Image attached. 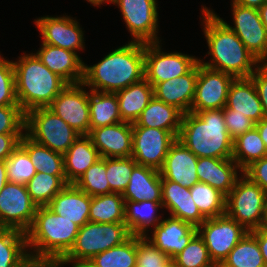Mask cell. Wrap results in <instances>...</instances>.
<instances>
[{
	"mask_svg": "<svg viewBox=\"0 0 267 267\" xmlns=\"http://www.w3.org/2000/svg\"><path fill=\"white\" fill-rule=\"evenodd\" d=\"M162 204L170 216L199 227L206 218L201 214L190 195V189L170 180L161 183Z\"/></svg>",
	"mask_w": 267,
	"mask_h": 267,
	"instance_id": "cell-23",
	"label": "cell"
},
{
	"mask_svg": "<svg viewBox=\"0 0 267 267\" xmlns=\"http://www.w3.org/2000/svg\"><path fill=\"white\" fill-rule=\"evenodd\" d=\"M226 107L246 116L255 124L265 118L255 84L250 77L233 80L229 88Z\"/></svg>",
	"mask_w": 267,
	"mask_h": 267,
	"instance_id": "cell-26",
	"label": "cell"
},
{
	"mask_svg": "<svg viewBox=\"0 0 267 267\" xmlns=\"http://www.w3.org/2000/svg\"><path fill=\"white\" fill-rule=\"evenodd\" d=\"M258 12L267 33V1L258 9Z\"/></svg>",
	"mask_w": 267,
	"mask_h": 267,
	"instance_id": "cell-57",
	"label": "cell"
},
{
	"mask_svg": "<svg viewBox=\"0 0 267 267\" xmlns=\"http://www.w3.org/2000/svg\"><path fill=\"white\" fill-rule=\"evenodd\" d=\"M18 267H58V263L48 259L29 256Z\"/></svg>",
	"mask_w": 267,
	"mask_h": 267,
	"instance_id": "cell-52",
	"label": "cell"
},
{
	"mask_svg": "<svg viewBox=\"0 0 267 267\" xmlns=\"http://www.w3.org/2000/svg\"><path fill=\"white\" fill-rule=\"evenodd\" d=\"M257 239L265 266L267 267V231L259 228L250 231Z\"/></svg>",
	"mask_w": 267,
	"mask_h": 267,
	"instance_id": "cell-53",
	"label": "cell"
},
{
	"mask_svg": "<svg viewBox=\"0 0 267 267\" xmlns=\"http://www.w3.org/2000/svg\"><path fill=\"white\" fill-rule=\"evenodd\" d=\"M67 184L66 176H54L37 171L26 187L32 201L41 207L47 206Z\"/></svg>",
	"mask_w": 267,
	"mask_h": 267,
	"instance_id": "cell-38",
	"label": "cell"
},
{
	"mask_svg": "<svg viewBox=\"0 0 267 267\" xmlns=\"http://www.w3.org/2000/svg\"><path fill=\"white\" fill-rule=\"evenodd\" d=\"M174 267H213L203 238L197 233L188 245L173 259Z\"/></svg>",
	"mask_w": 267,
	"mask_h": 267,
	"instance_id": "cell-42",
	"label": "cell"
},
{
	"mask_svg": "<svg viewBox=\"0 0 267 267\" xmlns=\"http://www.w3.org/2000/svg\"><path fill=\"white\" fill-rule=\"evenodd\" d=\"M248 231L226 214L207 218L199 227L209 256L215 265H220Z\"/></svg>",
	"mask_w": 267,
	"mask_h": 267,
	"instance_id": "cell-10",
	"label": "cell"
},
{
	"mask_svg": "<svg viewBox=\"0 0 267 267\" xmlns=\"http://www.w3.org/2000/svg\"><path fill=\"white\" fill-rule=\"evenodd\" d=\"M114 4L121 10L132 41L159 42L156 0H114Z\"/></svg>",
	"mask_w": 267,
	"mask_h": 267,
	"instance_id": "cell-15",
	"label": "cell"
},
{
	"mask_svg": "<svg viewBox=\"0 0 267 267\" xmlns=\"http://www.w3.org/2000/svg\"><path fill=\"white\" fill-rule=\"evenodd\" d=\"M241 6L259 9L267 0H233Z\"/></svg>",
	"mask_w": 267,
	"mask_h": 267,
	"instance_id": "cell-55",
	"label": "cell"
},
{
	"mask_svg": "<svg viewBox=\"0 0 267 267\" xmlns=\"http://www.w3.org/2000/svg\"><path fill=\"white\" fill-rule=\"evenodd\" d=\"M234 26L220 18L240 38L246 48L261 63L267 62V33L258 9L241 6L232 1Z\"/></svg>",
	"mask_w": 267,
	"mask_h": 267,
	"instance_id": "cell-16",
	"label": "cell"
},
{
	"mask_svg": "<svg viewBox=\"0 0 267 267\" xmlns=\"http://www.w3.org/2000/svg\"><path fill=\"white\" fill-rule=\"evenodd\" d=\"M243 174L258 184L267 194V156L252 162L243 170Z\"/></svg>",
	"mask_w": 267,
	"mask_h": 267,
	"instance_id": "cell-49",
	"label": "cell"
},
{
	"mask_svg": "<svg viewBox=\"0 0 267 267\" xmlns=\"http://www.w3.org/2000/svg\"><path fill=\"white\" fill-rule=\"evenodd\" d=\"M144 76V43L130 41L106 55L99 63L84 65L82 83L92 91L116 93Z\"/></svg>",
	"mask_w": 267,
	"mask_h": 267,
	"instance_id": "cell-2",
	"label": "cell"
},
{
	"mask_svg": "<svg viewBox=\"0 0 267 267\" xmlns=\"http://www.w3.org/2000/svg\"><path fill=\"white\" fill-rule=\"evenodd\" d=\"M190 195L206 219L225 215L226 196L214 187L199 182L190 188Z\"/></svg>",
	"mask_w": 267,
	"mask_h": 267,
	"instance_id": "cell-39",
	"label": "cell"
},
{
	"mask_svg": "<svg viewBox=\"0 0 267 267\" xmlns=\"http://www.w3.org/2000/svg\"><path fill=\"white\" fill-rule=\"evenodd\" d=\"M79 228L47 206L37 207L33 223L26 232L27 247L34 249L29 255L59 263L73 247Z\"/></svg>",
	"mask_w": 267,
	"mask_h": 267,
	"instance_id": "cell-5",
	"label": "cell"
},
{
	"mask_svg": "<svg viewBox=\"0 0 267 267\" xmlns=\"http://www.w3.org/2000/svg\"><path fill=\"white\" fill-rule=\"evenodd\" d=\"M12 63L17 100L25 114L36 108L49 107L68 85L34 53L21 56L18 61Z\"/></svg>",
	"mask_w": 267,
	"mask_h": 267,
	"instance_id": "cell-4",
	"label": "cell"
},
{
	"mask_svg": "<svg viewBox=\"0 0 267 267\" xmlns=\"http://www.w3.org/2000/svg\"><path fill=\"white\" fill-rule=\"evenodd\" d=\"M89 136L102 158H128L132 155V124L115 123L94 128Z\"/></svg>",
	"mask_w": 267,
	"mask_h": 267,
	"instance_id": "cell-18",
	"label": "cell"
},
{
	"mask_svg": "<svg viewBox=\"0 0 267 267\" xmlns=\"http://www.w3.org/2000/svg\"><path fill=\"white\" fill-rule=\"evenodd\" d=\"M197 163L198 157L176 139L171 144L164 164L159 170L161 180H170L190 189L199 183Z\"/></svg>",
	"mask_w": 267,
	"mask_h": 267,
	"instance_id": "cell-20",
	"label": "cell"
},
{
	"mask_svg": "<svg viewBox=\"0 0 267 267\" xmlns=\"http://www.w3.org/2000/svg\"><path fill=\"white\" fill-rule=\"evenodd\" d=\"M238 169L241 171L240 174H243L233 159L199 157L197 177L199 182L206 183L227 196L238 179Z\"/></svg>",
	"mask_w": 267,
	"mask_h": 267,
	"instance_id": "cell-25",
	"label": "cell"
},
{
	"mask_svg": "<svg viewBox=\"0 0 267 267\" xmlns=\"http://www.w3.org/2000/svg\"><path fill=\"white\" fill-rule=\"evenodd\" d=\"M26 114L20 106H0V134H25Z\"/></svg>",
	"mask_w": 267,
	"mask_h": 267,
	"instance_id": "cell-47",
	"label": "cell"
},
{
	"mask_svg": "<svg viewBox=\"0 0 267 267\" xmlns=\"http://www.w3.org/2000/svg\"><path fill=\"white\" fill-rule=\"evenodd\" d=\"M5 163L8 182L26 185L37 172L28 152L21 145L12 152Z\"/></svg>",
	"mask_w": 267,
	"mask_h": 267,
	"instance_id": "cell-44",
	"label": "cell"
},
{
	"mask_svg": "<svg viewBox=\"0 0 267 267\" xmlns=\"http://www.w3.org/2000/svg\"><path fill=\"white\" fill-rule=\"evenodd\" d=\"M8 182L5 160H0V191Z\"/></svg>",
	"mask_w": 267,
	"mask_h": 267,
	"instance_id": "cell-56",
	"label": "cell"
},
{
	"mask_svg": "<svg viewBox=\"0 0 267 267\" xmlns=\"http://www.w3.org/2000/svg\"><path fill=\"white\" fill-rule=\"evenodd\" d=\"M131 236L125 223L87 222L79 228L75 243L58 267L87 261L107 249L122 244Z\"/></svg>",
	"mask_w": 267,
	"mask_h": 267,
	"instance_id": "cell-6",
	"label": "cell"
},
{
	"mask_svg": "<svg viewBox=\"0 0 267 267\" xmlns=\"http://www.w3.org/2000/svg\"><path fill=\"white\" fill-rule=\"evenodd\" d=\"M161 183L159 170L137 164L122 196L124 200L136 202H162Z\"/></svg>",
	"mask_w": 267,
	"mask_h": 267,
	"instance_id": "cell-27",
	"label": "cell"
},
{
	"mask_svg": "<svg viewBox=\"0 0 267 267\" xmlns=\"http://www.w3.org/2000/svg\"><path fill=\"white\" fill-rule=\"evenodd\" d=\"M35 54L46 67L68 84H77L83 81L85 63L77 52L42 43V47Z\"/></svg>",
	"mask_w": 267,
	"mask_h": 267,
	"instance_id": "cell-22",
	"label": "cell"
},
{
	"mask_svg": "<svg viewBox=\"0 0 267 267\" xmlns=\"http://www.w3.org/2000/svg\"><path fill=\"white\" fill-rule=\"evenodd\" d=\"M132 155L139 165L160 170L171 144L177 137L170 131L158 128L132 127Z\"/></svg>",
	"mask_w": 267,
	"mask_h": 267,
	"instance_id": "cell-13",
	"label": "cell"
},
{
	"mask_svg": "<svg viewBox=\"0 0 267 267\" xmlns=\"http://www.w3.org/2000/svg\"><path fill=\"white\" fill-rule=\"evenodd\" d=\"M88 2H90L91 4H93V6H100L101 4L107 2H111L114 3V0H86Z\"/></svg>",
	"mask_w": 267,
	"mask_h": 267,
	"instance_id": "cell-60",
	"label": "cell"
},
{
	"mask_svg": "<svg viewBox=\"0 0 267 267\" xmlns=\"http://www.w3.org/2000/svg\"><path fill=\"white\" fill-rule=\"evenodd\" d=\"M250 78L255 84L264 115L267 117V62L261 63V65L259 63Z\"/></svg>",
	"mask_w": 267,
	"mask_h": 267,
	"instance_id": "cell-50",
	"label": "cell"
},
{
	"mask_svg": "<svg viewBox=\"0 0 267 267\" xmlns=\"http://www.w3.org/2000/svg\"><path fill=\"white\" fill-rule=\"evenodd\" d=\"M26 248V233L0 228V267H18L30 256Z\"/></svg>",
	"mask_w": 267,
	"mask_h": 267,
	"instance_id": "cell-35",
	"label": "cell"
},
{
	"mask_svg": "<svg viewBox=\"0 0 267 267\" xmlns=\"http://www.w3.org/2000/svg\"><path fill=\"white\" fill-rule=\"evenodd\" d=\"M177 139L198 158L232 159L233 140L223 109L183 114Z\"/></svg>",
	"mask_w": 267,
	"mask_h": 267,
	"instance_id": "cell-3",
	"label": "cell"
},
{
	"mask_svg": "<svg viewBox=\"0 0 267 267\" xmlns=\"http://www.w3.org/2000/svg\"><path fill=\"white\" fill-rule=\"evenodd\" d=\"M44 44L75 52L84 49V34L78 22L69 16H45L35 20Z\"/></svg>",
	"mask_w": 267,
	"mask_h": 267,
	"instance_id": "cell-17",
	"label": "cell"
},
{
	"mask_svg": "<svg viewBox=\"0 0 267 267\" xmlns=\"http://www.w3.org/2000/svg\"><path fill=\"white\" fill-rule=\"evenodd\" d=\"M48 108L80 135H89V92L82 82L68 84Z\"/></svg>",
	"mask_w": 267,
	"mask_h": 267,
	"instance_id": "cell-14",
	"label": "cell"
},
{
	"mask_svg": "<svg viewBox=\"0 0 267 267\" xmlns=\"http://www.w3.org/2000/svg\"><path fill=\"white\" fill-rule=\"evenodd\" d=\"M199 60L179 52L165 53L160 42L144 43V76L152 86L188 73Z\"/></svg>",
	"mask_w": 267,
	"mask_h": 267,
	"instance_id": "cell-9",
	"label": "cell"
},
{
	"mask_svg": "<svg viewBox=\"0 0 267 267\" xmlns=\"http://www.w3.org/2000/svg\"><path fill=\"white\" fill-rule=\"evenodd\" d=\"M255 128L258 130L260 137L262 138V141L267 149V117L256 123Z\"/></svg>",
	"mask_w": 267,
	"mask_h": 267,
	"instance_id": "cell-54",
	"label": "cell"
},
{
	"mask_svg": "<svg viewBox=\"0 0 267 267\" xmlns=\"http://www.w3.org/2000/svg\"><path fill=\"white\" fill-rule=\"evenodd\" d=\"M24 134H0V160H6L20 145Z\"/></svg>",
	"mask_w": 267,
	"mask_h": 267,
	"instance_id": "cell-51",
	"label": "cell"
},
{
	"mask_svg": "<svg viewBox=\"0 0 267 267\" xmlns=\"http://www.w3.org/2000/svg\"><path fill=\"white\" fill-rule=\"evenodd\" d=\"M72 267H97L90 260L72 263Z\"/></svg>",
	"mask_w": 267,
	"mask_h": 267,
	"instance_id": "cell-58",
	"label": "cell"
},
{
	"mask_svg": "<svg viewBox=\"0 0 267 267\" xmlns=\"http://www.w3.org/2000/svg\"><path fill=\"white\" fill-rule=\"evenodd\" d=\"M89 135H80L64 154V173L68 184L77 182L100 159Z\"/></svg>",
	"mask_w": 267,
	"mask_h": 267,
	"instance_id": "cell-28",
	"label": "cell"
},
{
	"mask_svg": "<svg viewBox=\"0 0 267 267\" xmlns=\"http://www.w3.org/2000/svg\"><path fill=\"white\" fill-rule=\"evenodd\" d=\"M125 201L120 193L91 197L89 221L97 223H125Z\"/></svg>",
	"mask_w": 267,
	"mask_h": 267,
	"instance_id": "cell-34",
	"label": "cell"
},
{
	"mask_svg": "<svg viewBox=\"0 0 267 267\" xmlns=\"http://www.w3.org/2000/svg\"><path fill=\"white\" fill-rule=\"evenodd\" d=\"M221 267H266L256 237L248 231L220 264Z\"/></svg>",
	"mask_w": 267,
	"mask_h": 267,
	"instance_id": "cell-37",
	"label": "cell"
},
{
	"mask_svg": "<svg viewBox=\"0 0 267 267\" xmlns=\"http://www.w3.org/2000/svg\"><path fill=\"white\" fill-rule=\"evenodd\" d=\"M25 131L35 142L63 155L80 136L48 107L26 113Z\"/></svg>",
	"mask_w": 267,
	"mask_h": 267,
	"instance_id": "cell-8",
	"label": "cell"
},
{
	"mask_svg": "<svg viewBox=\"0 0 267 267\" xmlns=\"http://www.w3.org/2000/svg\"><path fill=\"white\" fill-rule=\"evenodd\" d=\"M152 232L151 238L146 235L147 239L173 260L198 233V228L170 216L154 227Z\"/></svg>",
	"mask_w": 267,
	"mask_h": 267,
	"instance_id": "cell-19",
	"label": "cell"
},
{
	"mask_svg": "<svg viewBox=\"0 0 267 267\" xmlns=\"http://www.w3.org/2000/svg\"><path fill=\"white\" fill-rule=\"evenodd\" d=\"M136 165L133 157L106 158V178L110 186V193L123 194Z\"/></svg>",
	"mask_w": 267,
	"mask_h": 267,
	"instance_id": "cell-43",
	"label": "cell"
},
{
	"mask_svg": "<svg viewBox=\"0 0 267 267\" xmlns=\"http://www.w3.org/2000/svg\"><path fill=\"white\" fill-rule=\"evenodd\" d=\"M234 76L203 66L198 62V76L190 112L224 109Z\"/></svg>",
	"mask_w": 267,
	"mask_h": 267,
	"instance_id": "cell-12",
	"label": "cell"
},
{
	"mask_svg": "<svg viewBox=\"0 0 267 267\" xmlns=\"http://www.w3.org/2000/svg\"><path fill=\"white\" fill-rule=\"evenodd\" d=\"M198 63L186 74L153 86L154 97L172 105L183 114L190 112L195 95Z\"/></svg>",
	"mask_w": 267,
	"mask_h": 267,
	"instance_id": "cell-21",
	"label": "cell"
},
{
	"mask_svg": "<svg viewBox=\"0 0 267 267\" xmlns=\"http://www.w3.org/2000/svg\"><path fill=\"white\" fill-rule=\"evenodd\" d=\"M89 112L90 131L122 122L116 93L90 90Z\"/></svg>",
	"mask_w": 267,
	"mask_h": 267,
	"instance_id": "cell-32",
	"label": "cell"
},
{
	"mask_svg": "<svg viewBox=\"0 0 267 267\" xmlns=\"http://www.w3.org/2000/svg\"><path fill=\"white\" fill-rule=\"evenodd\" d=\"M20 145L28 152L36 171L54 176H65L63 154L35 142L26 133L21 138Z\"/></svg>",
	"mask_w": 267,
	"mask_h": 267,
	"instance_id": "cell-33",
	"label": "cell"
},
{
	"mask_svg": "<svg viewBox=\"0 0 267 267\" xmlns=\"http://www.w3.org/2000/svg\"><path fill=\"white\" fill-rule=\"evenodd\" d=\"M0 106H19L14 66L11 61L4 58L0 60Z\"/></svg>",
	"mask_w": 267,
	"mask_h": 267,
	"instance_id": "cell-46",
	"label": "cell"
},
{
	"mask_svg": "<svg viewBox=\"0 0 267 267\" xmlns=\"http://www.w3.org/2000/svg\"><path fill=\"white\" fill-rule=\"evenodd\" d=\"M90 206L91 196L75 184H67L47 205L55 214L65 216L79 227L89 222Z\"/></svg>",
	"mask_w": 267,
	"mask_h": 267,
	"instance_id": "cell-24",
	"label": "cell"
},
{
	"mask_svg": "<svg viewBox=\"0 0 267 267\" xmlns=\"http://www.w3.org/2000/svg\"><path fill=\"white\" fill-rule=\"evenodd\" d=\"M37 207L26 185L7 182L0 191V228L26 233L33 223Z\"/></svg>",
	"mask_w": 267,
	"mask_h": 267,
	"instance_id": "cell-11",
	"label": "cell"
},
{
	"mask_svg": "<svg viewBox=\"0 0 267 267\" xmlns=\"http://www.w3.org/2000/svg\"><path fill=\"white\" fill-rule=\"evenodd\" d=\"M260 228L267 231V198L265 202L264 217Z\"/></svg>",
	"mask_w": 267,
	"mask_h": 267,
	"instance_id": "cell-59",
	"label": "cell"
},
{
	"mask_svg": "<svg viewBox=\"0 0 267 267\" xmlns=\"http://www.w3.org/2000/svg\"><path fill=\"white\" fill-rule=\"evenodd\" d=\"M116 95L122 122L134 124L154 97L153 86L143 78L117 91Z\"/></svg>",
	"mask_w": 267,
	"mask_h": 267,
	"instance_id": "cell-30",
	"label": "cell"
},
{
	"mask_svg": "<svg viewBox=\"0 0 267 267\" xmlns=\"http://www.w3.org/2000/svg\"><path fill=\"white\" fill-rule=\"evenodd\" d=\"M74 184L91 197L109 194L110 186L106 178V158L101 157Z\"/></svg>",
	"mask_w": 267,
	"mask_h": 267,
	"instance_id": "cell-41",
	"label": "cell"
},
{
	"mask_svg": "<svg viewBox=\"0 0 267 267\" xmlns=\"http://www.w3.org/2000/svg\"><path fill=\"white\" fill-rule=\"evenodd\" d=\"M223 113L226 128L232 140L255 127V123L251 121V119L240 113H235L234 110H230L225 107L223 109Z\"/></svg>",
	"mask_w": 267,
	"mask_h": 267,
	"instance_id": "cell-48",
	"label": "cell"
},
{
	"mask_svg": "<svg viewBox=\"0 0 267 267\" xmlns=\"http://www.w3.org/2000/svg\"><path fill=\"white\" fill-rule=\"evenodd\" d=\"M202 13L205 25L203 32L212 61L204 63L199 60L200 64L235 78L250 77L260 62L218 15L206 6L202 8Z\"/></svg>",
	"mask_w": 267,
	"mask_h": 267,
	"instance_id": "cell-1",
	"label": "cell"
},
{
	"mask_svg": "<svg viewBox=\"0 0 267 267\" xmlns=\"http://www.w3.org/2000/svg\"><path fill=\"white\" fill-rule=\"evenodd\" d=\"M265 156L267 149L255 127L233 140L232 159L242 171L252 162Z\"/></svg>",
	"mask_w": 267,
	"mask_h": 267,
	"instance_id": "cell-36",
	"label": "cell"
},
{
	"mask_svg": "<svg viewBox=\"0 0 267 267\" xmlns=\"http://www.w3.org/2000/svg\"><path fill=\"white\" fill-rule=\"evenodd\" d=\"M136 260V235L90 259L97 267H136Z\"/></svg>",
	"mask_w": 267,
	"mask_h": 267,
	"instance_id": "cell-40",
	"label": "cell"
},
{
	"mask_svg": "<svg viewBox=\"0 0 267 267\" xmlns=\"http://www.w3.org/2000/svg\"><path fill=\"white\" fill-rule=\"evenodd\" d=\"M125 225L131 235L146 236L149 226L156 227L162 219L156 216L162 202L124 200ZM161 220V221H160Z\"/></svg>",
	"mask_w": 267,
	"mask_h": 267,
	"instance_id": "cell-31",
	"label": "cell"
},
{
	"mask_svg": "<svg viewBox=\"0 0 267 267\" xmlns=\"http://www.w3.org/2000/svg\"><path fill=\"white\" fill-rule=\"evenodd\" d=\"M239 178L226 196L225 214L247 231L259 229L264 217L267 194L244 174Z\"/></svg>",
	"mask_w": 267,
	"mask_h": 267,
	"instance_id": "cell-7",
	"label": "cell"
},
{
	"mask_svg": "<svg viewBox=\"0 0 267 267\" xmlns=\"http://www.w3.org/2000/svg\"><path fill=\"white\" fill-rule=\"evenodd\" d=\"M136 267H174L165 253L161 252L146 236H136Z\"/></svg>",
	"mask_w": 267,
	"mask_h": 267,
	"instance_id": "cell-45",
	"label": "cell"
},
{
	"mask_svg": "<svg viewBox=\"0 0 267 267\" xmlns=\"http://www.w3.org/2000/svg\"><path fill=\"white\" fill-rule=\"evenodd\" d=\"M182 116L176 107L153 97L132 127L164 129L178 137Z\"/></svg>",
	"mask_w": 267,
	"mask_h": 267,
	"instance_id": "cell-29",
	"label": "cell"
}]
</instances>
